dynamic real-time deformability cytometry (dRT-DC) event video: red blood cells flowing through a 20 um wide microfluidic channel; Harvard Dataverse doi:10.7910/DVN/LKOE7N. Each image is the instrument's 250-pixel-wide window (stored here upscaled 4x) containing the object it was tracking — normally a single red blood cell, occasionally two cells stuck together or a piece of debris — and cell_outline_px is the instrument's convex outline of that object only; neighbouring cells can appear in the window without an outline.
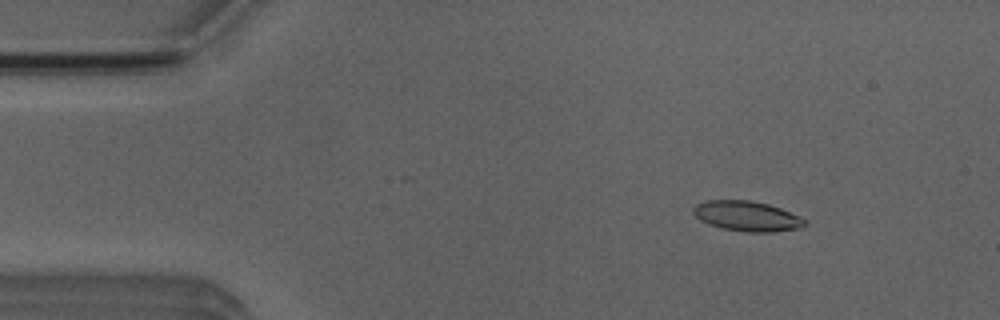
{"species": "Egyptian fruit bat (a non-hibernating species)", "species_latin": "Rousettus aegyptiacus", "temperature_condition": "room temperature", "stored_images_in_passage": 4, "camera_frame_rate_fps": 3000, "um_per_image_px": 0.085, "animal": {"sex": "male"}, "frame": {"image": 1, "passage_image": 2, "time_ms": 1.333, "image_size_px": [1000, 320], "cell_outline_px": [[808, 224], [800, 228], [772, 232], [748, 232], [720, 228], [708, 224], [700, 220], [692, 212], [692, 208], [696, 204], [708, 200], [748, 200], [768, 204], [780, 208], [800, 216]], "centroid_in_image_um": [63.48, 18.37], "position_along_channel_um": 21.5, "area_um2": 19.59}}